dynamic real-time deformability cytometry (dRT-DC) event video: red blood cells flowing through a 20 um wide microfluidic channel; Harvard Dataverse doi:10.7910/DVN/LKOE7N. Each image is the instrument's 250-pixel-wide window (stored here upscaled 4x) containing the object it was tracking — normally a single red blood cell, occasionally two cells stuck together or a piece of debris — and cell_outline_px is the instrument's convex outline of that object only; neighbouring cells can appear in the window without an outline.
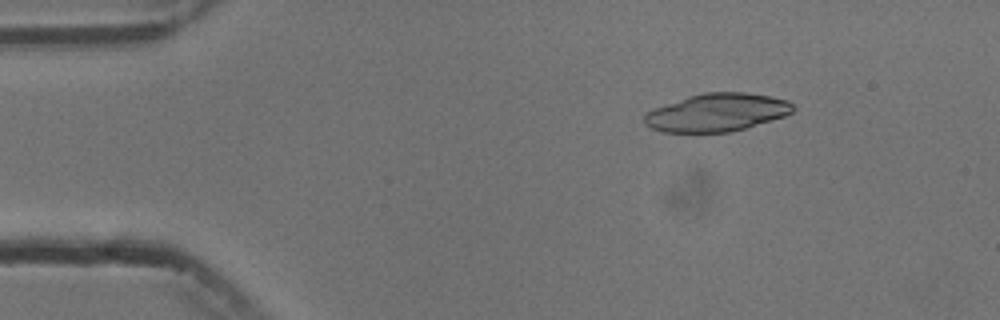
{"species": "common noctule bat (a hibernating species)", "species_latin": "Nyctalus noctula", "temperature_condition": "cold", "stored_images_in_passage": 5, "camera_frame_rate_fps": 3000, "um_per_image_px": 0.085, "animal": {"sex": "male", "body_mass_g": 13.3}, "frame": {"image": 1, "passage_image": 3, "time_ms": 2.333, "image_size_px": [1000, 320], "cell_outline_px": [[796, 108], [792, 112], [784, 116], [744, 128], [728, 132], [664, 132], [652, 128], [644, 124], [644, 112], [688, 96], [704, 92], [744, 92], [768, 96], [788, 100]], "centroid_in_image_um": [60.92, 9.55], "position_along_channel_um": 24.1, "area_um2": 32.66}}